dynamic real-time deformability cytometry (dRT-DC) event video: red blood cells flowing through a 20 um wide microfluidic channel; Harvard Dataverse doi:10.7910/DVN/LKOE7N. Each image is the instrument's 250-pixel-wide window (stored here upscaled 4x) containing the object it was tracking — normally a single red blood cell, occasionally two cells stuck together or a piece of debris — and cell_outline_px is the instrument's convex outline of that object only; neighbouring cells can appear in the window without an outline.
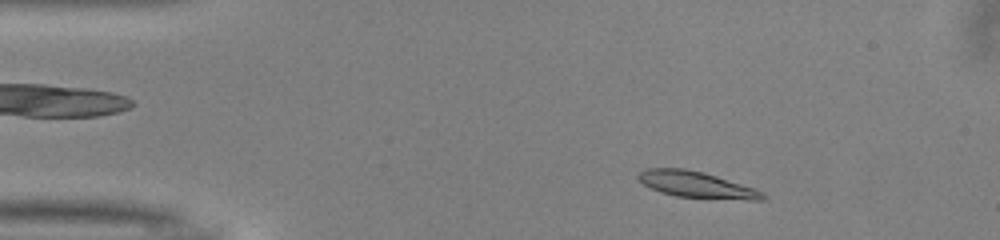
{"species": "common noctule bat (a hibernating species)", "species_latin": "Nyctalus noctula", "temperature_condition": "warm", "stored_images_in_passage": 48, "camera_frame_rate_fps": 3000, "um_per_image_px": 0.085, "animal": {"sex": "male", "body_mass_g": 13.0, "forearm_length_mm": 53.1}, "frame": {"image": 1, "passage_image": 5, "time_ms": 1.333, "image_size_px": [1000, 240], "cell_outline_px": [[768, 196], [764, 200], [748, 200], [676, 196], [660, 192], [644, 184], [636, 176], [644, 168], [684, 168], [704, 172], [752, 188]], "centroid_in_image_um": [59.16, 15.69], "position_along_channel_um": 25.8, "area_um2": 18.73}}
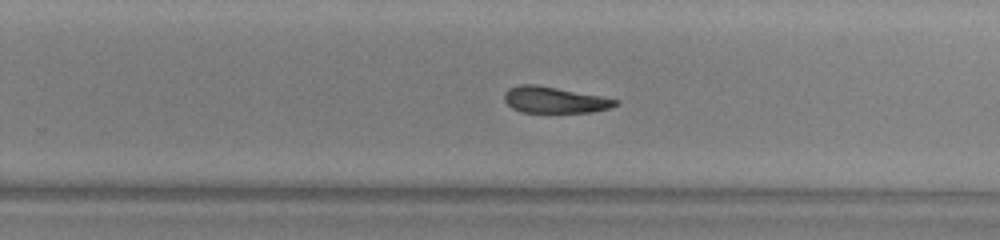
{"frame": {"image": 2, "passage_image": 29, "time_ms": 9.333, "image_size_px": [1000, 240], "cell_outline_px": [[620, 104], [608, 108], [592, 112], [520, 112], [512, 108], [504, 100], [504, 92], [508, 88], [520, 84], [536, 84], [600, 96], [620, 100]], "centroid_in_image_um": [47.11, 8.49], "position_along_channel_um": 282.7, "area_um2": 16.99}}
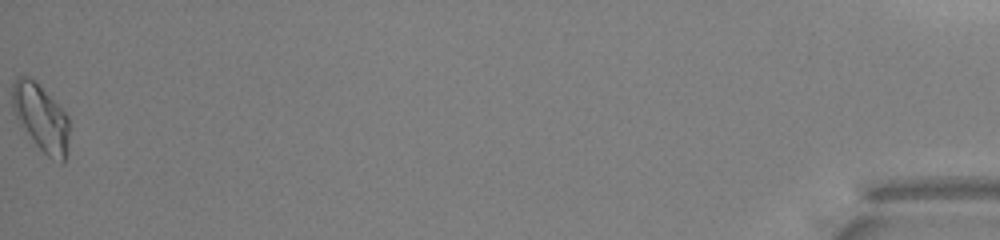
{"frame": {"image": 3, "passage_image": 48, "time_ms": 15.667, "image_size_px": [1000, 240], "cell_outline_px": [[68, 148], [64, 164], [60, 164], [52, 160], [20, 128], [12, 108], [12, 84], [16, 76], [24, 76], [32, 80], [68, 116]], "centroid_in_image_um": [3.45, 10.08], "position_along_channel_um": 431.7, "area_um2": 22.02}, "authors_computed_cell_mechanics": {"area_um2": 18.6116, "velocity_mm_per_s": 4.0299, "shape_relaxation_time_tau1_ms": 10.9597, "shape_relaxation_time_tau2_ms": null, "deformation_change_tau1": 0.2687, "deformation_change_tau2": null}}